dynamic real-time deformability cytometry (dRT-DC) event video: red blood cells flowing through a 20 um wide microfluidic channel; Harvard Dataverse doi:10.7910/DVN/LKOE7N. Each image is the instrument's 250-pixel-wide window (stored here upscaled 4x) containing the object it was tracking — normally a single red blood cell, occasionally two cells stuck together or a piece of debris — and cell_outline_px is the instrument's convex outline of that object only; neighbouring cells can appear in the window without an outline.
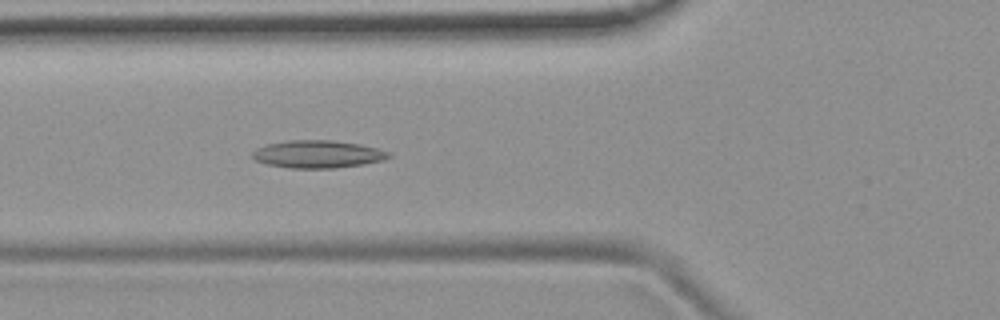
{"species": "common noctule bat (a hibernating species)", "species_latin": "Nyctalus noctula", "temperature_condition": "room temperature", "stored_images_in_passage": 53, "camera_frame_rate_fps": 3000, "um_per_image_px": 0.085, "animal": {"sex": "female", "body_mass_g": 19.9}, "frame": {"image": 1, "passage_image": 20, "time_ms": 6.333, "image_size_px": [1000, 320], "cell_outline_px": [[392, 156], [384, 160], [364, 164], [336, 168], [288, 168], [264, 164], [256, 160], [252, 156], [252, 152], [256, 148], [268, 144], [288, 140], [332, 140], [360, 144], [392, 152]], "centroid_in_image_um": [27.02, 13.11], "position_along_channel_um": 98.8, "area_um2": 22.14}}
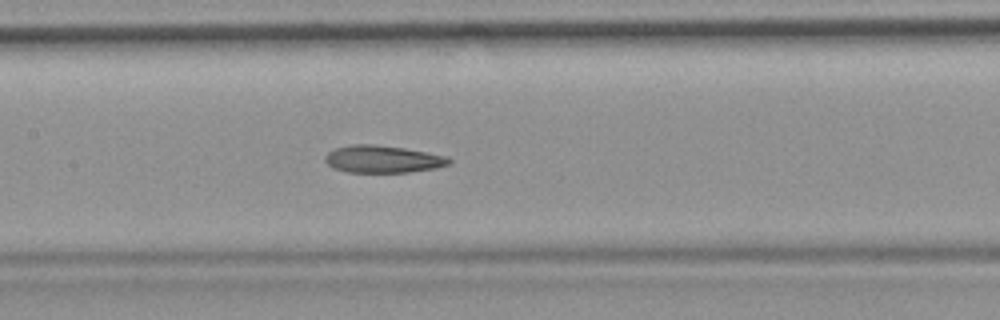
{"frame": {"image": 2, "passage_image": 26, "time_ms": 8.333, "image_size_px": [1000, 320], "cell_outline_px": [[452, 164], [436, 168], [408, 172], [348, 172], [332, 168], [324, 160], [324, 156], [328, 152], [336, 148], [352, 144], [372, 144], [404, 148], [448, 156], [452, 160]], "centroid_in_image_um": [32.55, 13.53], "position_along_channel_um": 174.9, "area_um2": 19.83}}
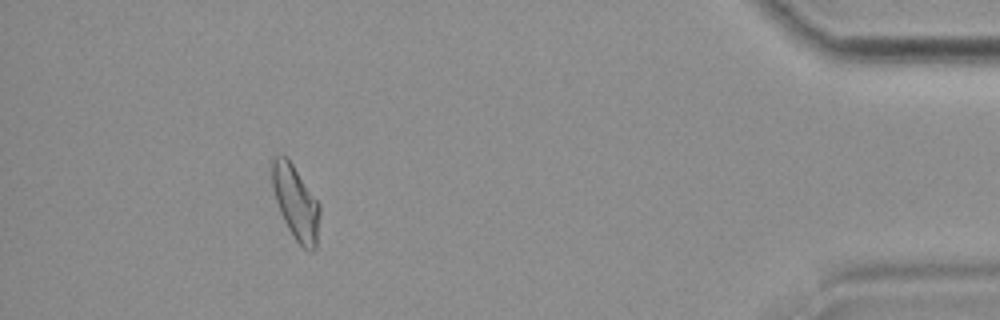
{"frame": {"image": 3, "passage_image": 49, "time_ms": 16.0, "image_size_px": [1000, 320], "cell_outline_px": [[320, 212], [316, 248], [312, 252], [308, 252], [296, 240], [288, 228], [280, 212], [272, 188], [272, 160], [280, 152], [288, 156], [320, 204]], "centroid_in_image_um": [25.14, 17.18], "position_along_channel_um": 410.1, "area_um2": 20.75}, "authors_computed_cell_mechanics": {"area_um2": 21.097, "velocity_mm_per_s": 3.7966, "shape_relaxation_time_tau1_ms": null, "shape_relaxation_time_tau2_ms": 4.1429, "deformation_change_tau1": null, "deformation_change_tau2": 0.1336}}